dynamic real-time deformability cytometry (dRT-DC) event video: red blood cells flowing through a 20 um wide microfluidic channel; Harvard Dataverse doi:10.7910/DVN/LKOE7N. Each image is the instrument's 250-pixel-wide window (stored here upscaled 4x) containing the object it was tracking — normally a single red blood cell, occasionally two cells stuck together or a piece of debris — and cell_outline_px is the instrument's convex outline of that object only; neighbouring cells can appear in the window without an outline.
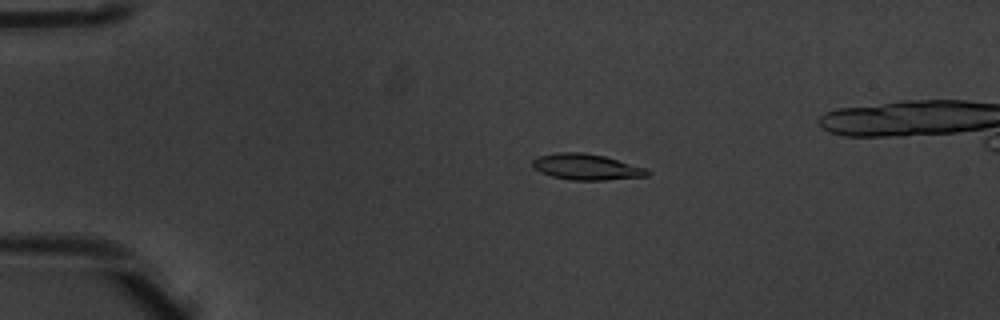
{"species": "common noctule bat (a hibernating species)", "species_latin": "Nyctalus noctula", "temperature_condition": "warm", "stored_images_in_passage": 5, "camera_frame_rate_fps": 3000, "um_per_image_px": 0.085, "animal": {"sex": "male", "body_mass_g": 20.1, "forearm_length_mm": 53.5}, "frame": {"image": 1, "passage_image": 2, "time_ms": 0.333, "image_size_px": [1000, 320], "cell_outline_px": [[652, 172], [648, 176], [604, 180], [572, 180], [552, 176], [540, 172], [532, 164], [532, 160], [540, 156], [556, 152], [584, 152], [604, 156], [648, 168]], "centroid_in_image_um": [49.9, 14.18], "position_along_channel_um": 35.1, "area_um2": 17.4}}